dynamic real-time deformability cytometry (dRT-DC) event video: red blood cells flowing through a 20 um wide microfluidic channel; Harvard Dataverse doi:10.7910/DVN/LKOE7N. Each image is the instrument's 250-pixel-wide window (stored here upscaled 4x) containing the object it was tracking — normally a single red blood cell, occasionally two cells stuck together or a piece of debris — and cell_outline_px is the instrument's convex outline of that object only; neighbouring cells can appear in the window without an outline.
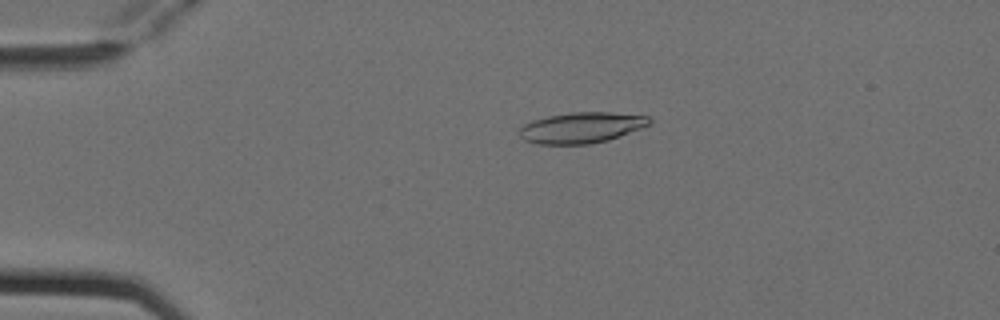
{"species": "Egyptian fruit bat (a non-hibernating species)", "species_latin": "Rousettus aegyptiacus", "temperature_condition": "cold", "stored_images_in_passage": 5, "camera_frame_rate_fps": 3000, "um_per_image_px": 0.085, "animal": {"sex": "female"}, "frame": {"image": 1, "passage_image": 4, "time_ms": 1.0, "image_size_px": [1000, 320], "cell_outline_px": [[652, 120], [648, 124], [640, 128], [608, 140], [588, 144], [536, 144], [524, 140], [520, 136], [520, 128], [524, 124], [532, 120], [548, 116], [572, 112], [608, 112], [652, 116]], "centroid_in_image_um": [49.41, 10.84], "position_along_channel_um": 35.6, "area_um2": 23.24}}